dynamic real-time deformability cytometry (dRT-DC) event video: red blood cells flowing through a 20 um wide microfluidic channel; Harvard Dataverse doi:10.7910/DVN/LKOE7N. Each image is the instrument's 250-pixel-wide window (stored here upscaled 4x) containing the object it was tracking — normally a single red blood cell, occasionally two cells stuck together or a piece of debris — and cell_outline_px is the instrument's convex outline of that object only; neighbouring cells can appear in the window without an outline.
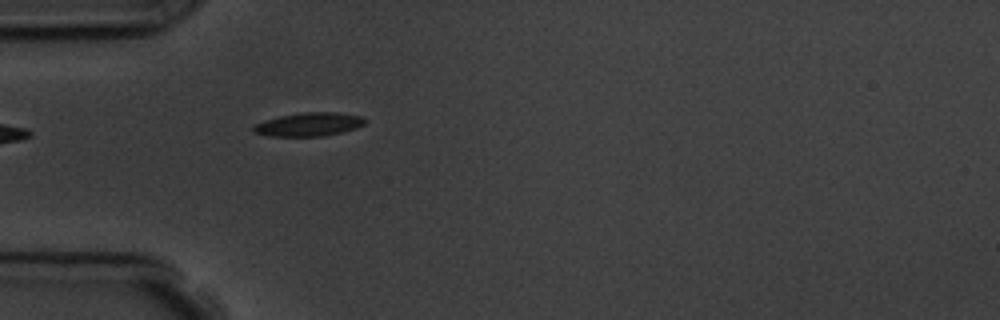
{"species": "common noctule bat (a hibernating species)", "species_latin": "Nyctalus noctula", "temperature_condition": "room temperature", "stored_images_in_passage": 1, "camera_frame_rate_fps": 3000, "um_per_image_px": 0.085, "animal": {"sex": "male", "body_mass_g": 19.5, "forearm_length_mm": 54.6}, "frame": {"image": 1, "passage_image": 1, "time_ms": 0.0, "image_size_px": [1000, 320], "cell_outline_px": [[364, 124], [356, 128], [324, 136], [268, 136], [252, 132], [252, 128], [256, 124], [264, 120], [280, 116], [300, 112], [336, 112], [364, 116]], "centroid_in_image_um": [26.23, 10.56], "position_along_channel_um": 58.8, "area_um2": 15.32}}